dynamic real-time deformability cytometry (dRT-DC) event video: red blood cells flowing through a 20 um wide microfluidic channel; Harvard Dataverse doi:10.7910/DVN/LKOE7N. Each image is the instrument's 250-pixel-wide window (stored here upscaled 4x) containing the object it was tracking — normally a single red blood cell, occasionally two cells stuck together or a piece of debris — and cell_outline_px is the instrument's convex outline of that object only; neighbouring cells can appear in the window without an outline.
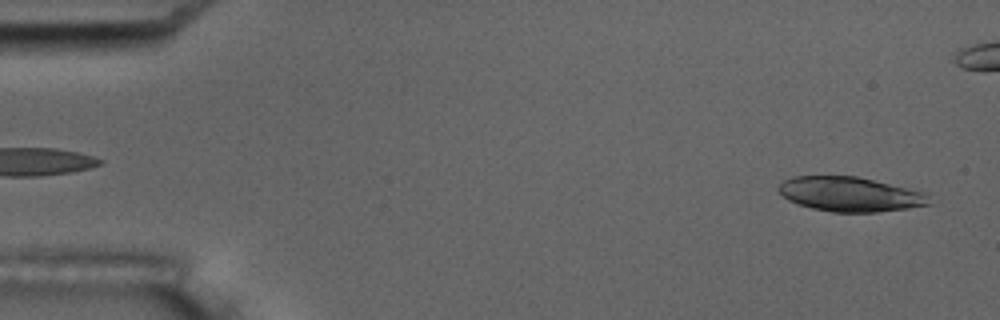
{"species": "common noctule bat (a hibernating species)", "species_latin": "Nyctalus noctula", "temperature_condition": "room temperature", "stored_images_in_passage": 6, "camera_frame_rate_fps": 3000, "um_per_image_px": 0.085, "animal": {"sex": "male", "body_mass_g": 17.5, "forearm_length_mm": 52.3}, "frame": {"image": 1, "passage_image": 6, "time_ms": 6.0, "image_size_px": [1000, 320], "cell_outline_px": [[932, 204], [908, 208], [876, 212], [832, 212], [812, 208], [788, 200], [776, 188], [784, 180], [792, 176], [856, 176], [920, 192], [928, 196]], "centroid_in_image_um": [72.2, 16.51], "position_along_channel_um": 12.8, "area_um2": 29.82}}